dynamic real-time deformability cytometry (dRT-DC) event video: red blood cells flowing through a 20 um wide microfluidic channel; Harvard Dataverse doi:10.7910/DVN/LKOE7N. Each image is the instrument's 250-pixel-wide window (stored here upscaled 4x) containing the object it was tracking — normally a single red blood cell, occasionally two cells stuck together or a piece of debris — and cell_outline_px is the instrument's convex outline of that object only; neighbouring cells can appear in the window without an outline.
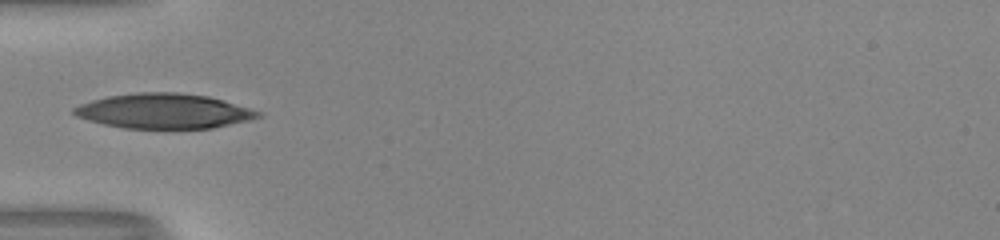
{"species": "human", "species_latin": "Homo sapiens", "temperature_condition": "room temperature", "stored_images_in_passage": 9, "camera_frame_rate_fps": 3000, "um_per_image_px": 0.085, "donor": {"sex": "male"}, "frame": {"image": 1, "passage_image": 1, "time_ms": 0.0, "image_size_px": [1000, 240], "cell_outline_px": [[264, 116], [248, 120], [212, 128], [124, 128], [104, 124], [88, 120], [76, 116], [72, 112], [72, 108], [80, 104], [92, 100], [108, 96], [136, 92], [176, 92], [208, 96], [224, 100], [260, 112]], "centroid_in_image_um": [13.9, 9.43], "position_along_channel_um": 71.1, "area_um2": 37.28}}